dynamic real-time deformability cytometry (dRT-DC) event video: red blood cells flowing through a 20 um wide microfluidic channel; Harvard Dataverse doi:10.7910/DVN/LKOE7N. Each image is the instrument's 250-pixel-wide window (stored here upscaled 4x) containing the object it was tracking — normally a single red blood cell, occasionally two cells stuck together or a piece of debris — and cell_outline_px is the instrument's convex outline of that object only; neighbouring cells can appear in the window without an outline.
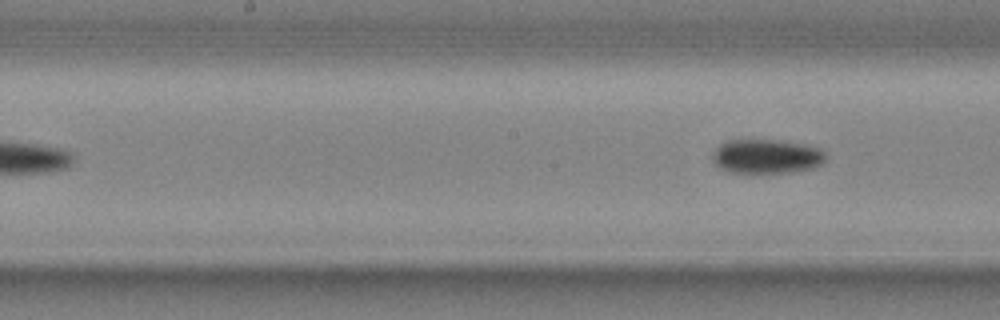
{"species": "common noctule bat (a hibernating species)", "species_latin": "Nyctalus noctula", "temperature_condition": "cold", "stored_images_in_passage": 7, "camera_frame_rate_fps": 3000, "um_per_image_px": 0.085, "animal": {"sex": "male", "body_mass_g": 20.4}, "frame": {"image": 1, "passage_image": 7, "time_ms": 2.0, "image_size_px": [1000, 320], "cell_outline_px": [[828, 156], [824, 164], [816, 168], [792, 172], [760, 176], [748, 176], [728, 172], [720, 168], [712, 160], [712, 156], [716, 148], [720, 144], [728, 140], [776, 140], [804, 144], [820, 148]], "centroid_in_image_um": [65.18, 13.36], "position_along_channel_um": 183.0, "area_um2": 23.87}}